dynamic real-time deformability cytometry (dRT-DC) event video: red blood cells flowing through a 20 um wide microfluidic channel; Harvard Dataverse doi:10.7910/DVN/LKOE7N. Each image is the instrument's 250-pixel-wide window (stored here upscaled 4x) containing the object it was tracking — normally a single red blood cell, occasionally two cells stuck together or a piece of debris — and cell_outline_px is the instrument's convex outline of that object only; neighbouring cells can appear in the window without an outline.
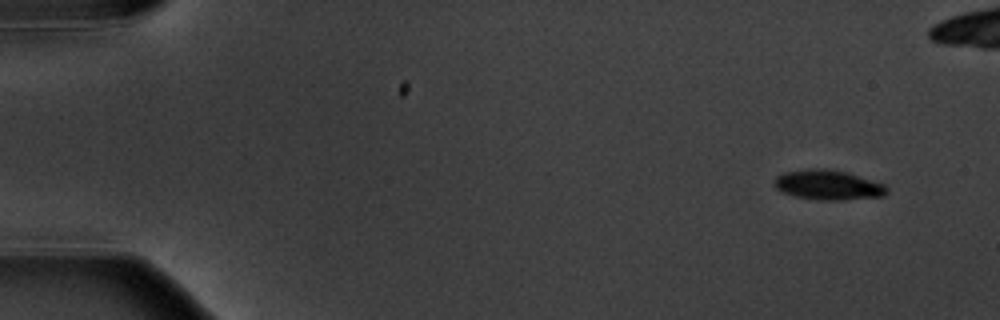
{"species": "common noctule bat (a hibernating species)", "species_latin": "Nyctalus noctula", "temperature_condition": "warm", "stored_images_in_passage": 7, "camera_frame_rate_fps": 3000, "um_per_image_px": 0.085, "animal": {"sex": "male", "body_mass_g": 20.1, "forearm_length_mm": 53.5}, "frame": {"image": 1, "passage_image": 1, "time_ms": 0.0, "image_size_px": [1000, 320], "cell_outline_px": [[888, 192], [884, 196], [836, 200], [820, 200], [796, 196], [784, 192], [776, 188], [776, 176], [784, 172], [808, 168], [824, 168], [844, 172], [884, 184], [888, 188]], "centroid_in_image_um": [70.39, 15.72], "position_along_channel_um": 14.6, "area_um2": 19.19}}